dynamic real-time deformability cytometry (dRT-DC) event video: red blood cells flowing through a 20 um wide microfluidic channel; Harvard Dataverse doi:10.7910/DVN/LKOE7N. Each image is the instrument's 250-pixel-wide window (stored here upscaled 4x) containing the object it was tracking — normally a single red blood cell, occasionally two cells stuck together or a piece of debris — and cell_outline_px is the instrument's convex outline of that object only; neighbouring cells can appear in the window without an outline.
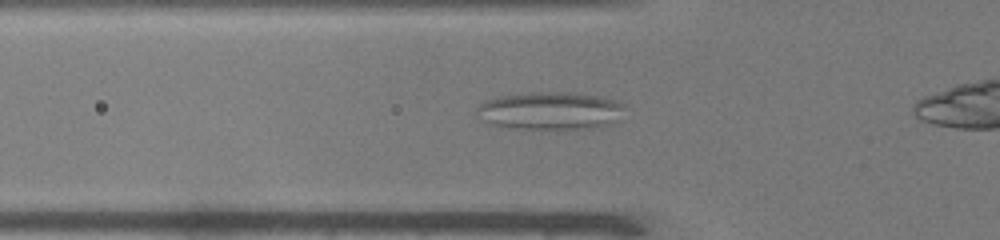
{"species": "common noctule bat (a hibernating species)", "species_latin": "Nyctalus noctula", "temperature_condition": "warm", "stored_images_in_passage": 36, "camera_frame_rate_fps": 3000, "um_per_image_px": 0.085, "animal": {"sex": "male", "body_mass_g": 19.0, "forearm_length_mm": 50.8}, "frame": {"image": 1, "passage_image": 12, "time_ms": 3.667, "image_size_px": [1000, 240], "cell_outline_px": [[624, 120], [592, 128], [564, 132], [516, 128], [492, 124], [480, 120], [476, 112], [476, 108], [484, 100], [500, 96], [528, 92], [572, 92], [600, 96], [616, 100], [620, 104]], "centroid_in_image_um": [46.78, 9.45], "position_along_channel_um": 79.0, "area_um2": 33.7}}
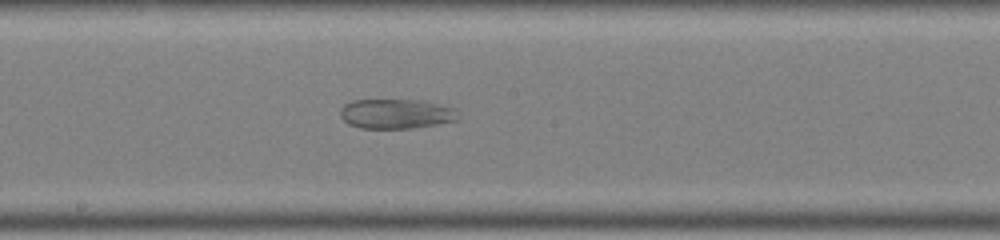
{"frame": {"image": 2, "passage_image": 22, "time_ms": 7.0, "image_size_px": [1000, 240], "cell_outline_px": [[460, 116], [456, 120], [436, 124], [412, 128], [360, 128], [348, 124], [340, 116], [340, 108], [344, 104], [352, 100], [420, 100], [456, 108]], "centroid_in_image_um": [33.66, 9.67], "position_along_channel_um": 214.5, "area_um2": 20.46}}
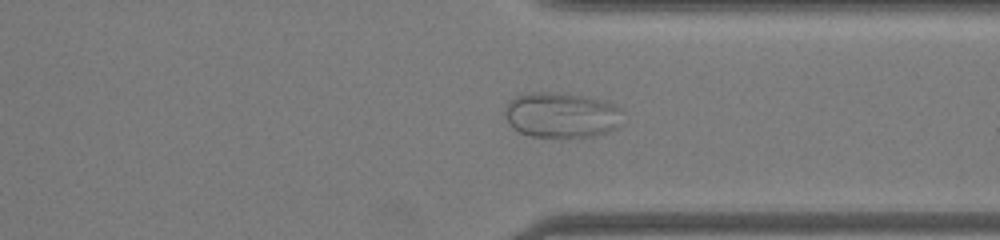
{"frame": {"image": 3, "passage_image": 33, "time_ms": 10.667, "image_size_px": [1000, 240], "cell_outline_px": [[624, 124], [620, 128], [596, 136], [564, 140], [532, 136], [520, 132], [512, 128], [508, 124], [504, 116], [504, 108], [508, 100], [516, 96], [528, 92], [556, 92], [584, 96], [608, 100], [620, 108], [624, 112]], "centroid_in_image_um": [47.79, 9.82], "position_along_channel_um": 363.6, "area_um2": 32.95}}